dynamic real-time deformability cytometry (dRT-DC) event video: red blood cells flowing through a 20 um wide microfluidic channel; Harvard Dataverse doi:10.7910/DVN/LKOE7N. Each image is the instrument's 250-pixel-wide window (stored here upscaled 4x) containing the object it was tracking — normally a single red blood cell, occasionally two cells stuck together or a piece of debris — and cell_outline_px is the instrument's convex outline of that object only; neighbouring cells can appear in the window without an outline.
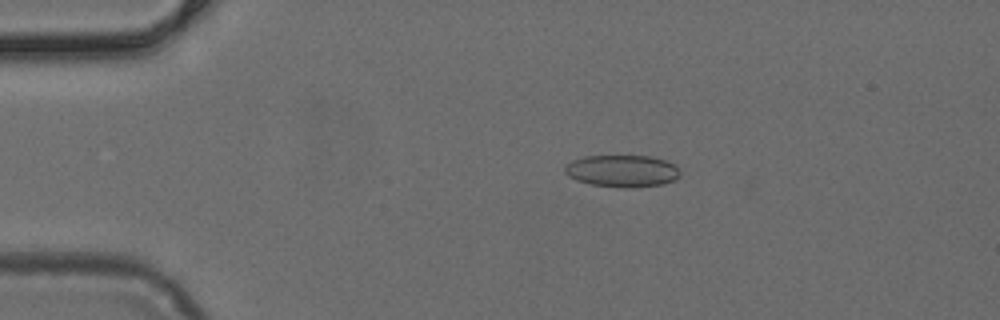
{"species": "common noctule bat (a hibernating species)", "species_latin": "Nyctalus noctula", "temperature_condition": "cold", "stored_images_in_passage": 43, "camera_frame_rate_fps": 3000, "um_per_image_px": 0.085, "animal": {"sex": "female", "body_mass_g": 24.6, "forearm_length_mm": 56.2}, "frame": {"image": 1, "passage_image": 4, "time_ms": 1.0, "image_size_px": [1000, 320], "cell_outline_px": [[680, 176], [676, 180], [664, 184], [632, 188], [620, 188], [588, 184], [576, 180], [568, 176], [564, 172], [564, 164], [572, 160], [584, 156], [648, 156], [664, 160], [676, 164], [680, 168]], "centroid_in_image_um": [52.89, 14.54], "position_along_channel_um": 32.1, "area_um2": 22.02}}
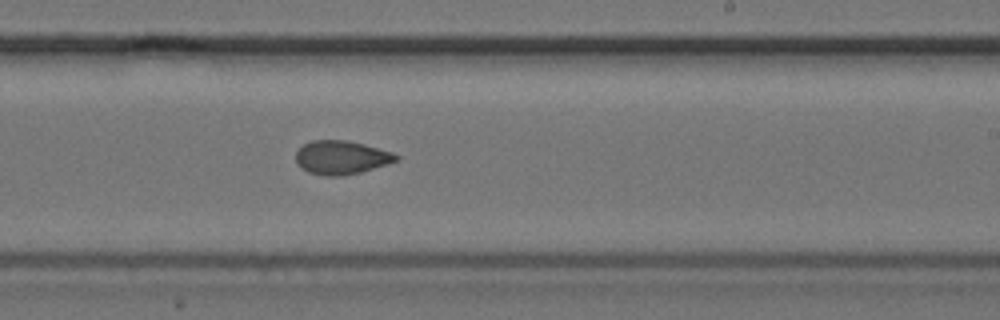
{"frame": {"image": 2, "passage_image": 24, "time_ms": 7.667, "image_size_px": [1000, 320], "cell_outline_px": [[400, 160], [360, 172], [344, 176], [324, 176], [308, 172], [300, 168], [296, 164], [296, 152], [304, 144], [312, 140], [344, 140], [364, 144], [392, 152], [400, 156]], "centroid_in_image_um": [29.0, 13.39], "position_along_channel_um": 260.0, "area_um2": 19.77}}
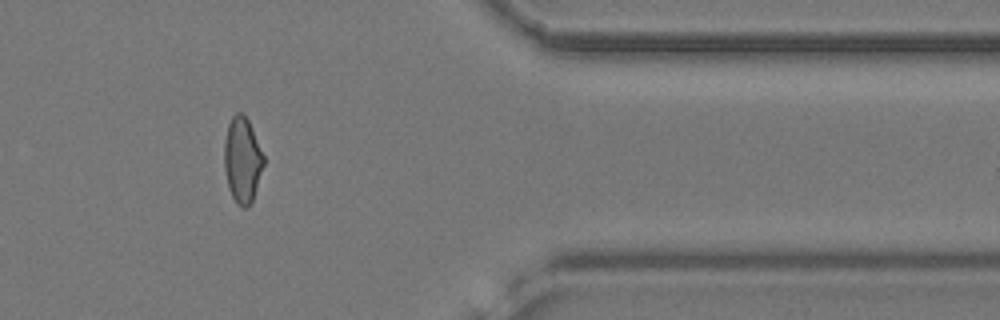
{"frame": {"image": 3, "passage_image": 35, "time_ms": 11.333, "image_size_px": [1000, 320], "cell_outline_px": [[264, 164], [252, 200], [248, 208], [244, 208], [236, 204], [228, 188], [224, 168], [224, 140], [228, 124], [232, 116], [236, 112], [240, 112], [248, 120], [252, 128], [264, 156]], "centroid_in_image_um": [20.58, 13.6], "position_along_channel_um": 390.8, "area_um2": 19.65}}